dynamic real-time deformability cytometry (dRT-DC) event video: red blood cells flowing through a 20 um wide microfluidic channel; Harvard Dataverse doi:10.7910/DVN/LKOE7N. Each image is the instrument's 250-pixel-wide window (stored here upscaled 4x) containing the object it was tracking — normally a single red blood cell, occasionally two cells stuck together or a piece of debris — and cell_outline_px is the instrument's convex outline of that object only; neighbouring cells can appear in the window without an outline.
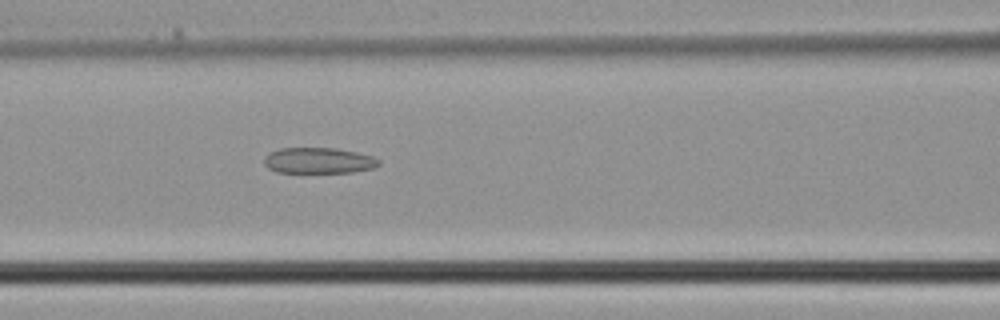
{"species": "common noctule bat (a hibernating species)", "species_latin": "Nyctalus noctula", "temperature_condition": "cold", "stored_images_in_passage": 5, "camera_frame_rate_fps": 3000, "um_per_image_px": 0.085, "animal": {"sex": "male", "body_mass_g": 21.5, "forearm_length_mm": 52.0}, "frame": {"image": 1, "passage_image": 5, "time_ms": 1.333, "image_size_px": [1000, 320], "cell_outline_px": [[380, 164], [372, 168], [352, 172], [276, 172], [268, 168], [264, 164], [264, 156], [268, 152], [280, 148], [336, 148], [356, 152], [372, 156], [380, 160]], "centroid_in_image_um": [27.04, 13.64], "position_along_channel_um": 139.6, "area_um2": 17.28}}